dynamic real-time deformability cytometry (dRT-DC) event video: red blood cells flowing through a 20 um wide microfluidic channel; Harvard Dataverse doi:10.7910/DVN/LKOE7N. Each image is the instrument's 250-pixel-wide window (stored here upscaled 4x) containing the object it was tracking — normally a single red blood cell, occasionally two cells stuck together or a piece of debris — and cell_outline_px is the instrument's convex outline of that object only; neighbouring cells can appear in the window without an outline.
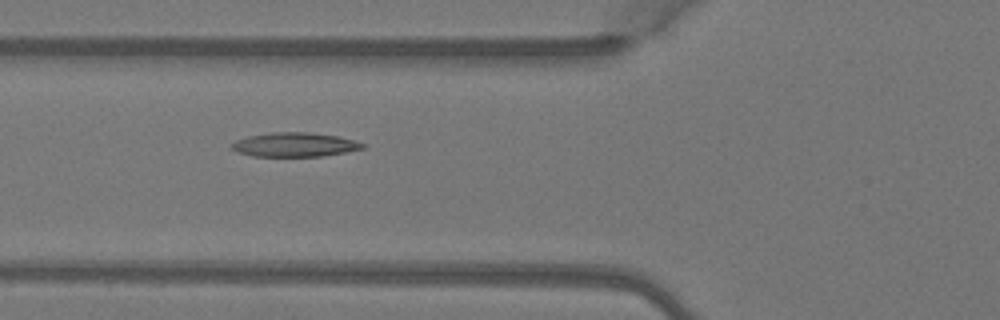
{"species": "Egyptian fruit bat (a non-hibernating species)", "species_latin": "Rousettus aegyptiacus", "temperature_condition": "warm", "stored_images_in_passage": 6, "camera_frame_rate_fps": 3000, "um_per_image_px": 0.085, "animal": {"sex": "female"}, "frame": {"image": 1, "passage_image": 5, "time_ms": 1.333, "image_size_px": [1000, 320], "cell_outline_px": [[364, 148], [344, 152], [320, 156], [252, 156], [240, 152], [232, 148], [228, 144], [236, 140], [248, 136], [272, 132], [308, 132], [340, 136], [364, 144]], "centroid_in_image_um": [25.01, 12.28], "position_along_channel_um": 100.8, "area_um2": 18.26}}
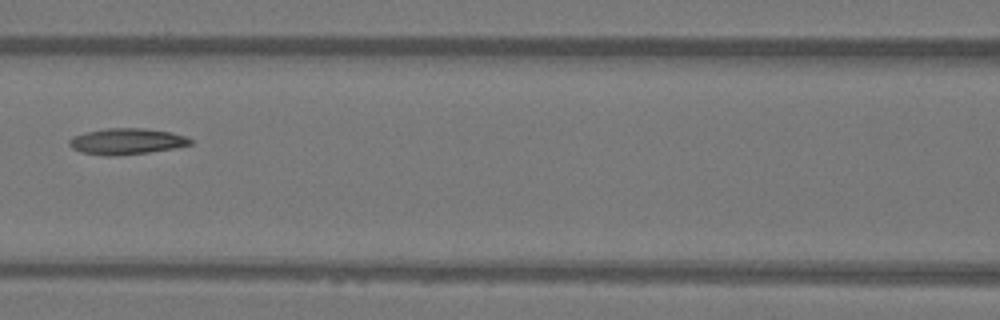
{"frame": {"image": 2, "passage_image": 6, "time_ms": 1.667, "image_size_px": [1000, 320], "cell_outline_px": [[192, 144], [176, 148], [148, 152], [116, 156], [104, 156], [80, 152], [72, 148], [68, 144], [68, 140], [72, 136], [84, 132], [104, 128], [144, 128], [172, 132], [184, 136], [192, 140]], "centroid_in_image_um": [10.72, 12.01], "position_along_channel_um": 155.9, "area_um2": 18.67}}